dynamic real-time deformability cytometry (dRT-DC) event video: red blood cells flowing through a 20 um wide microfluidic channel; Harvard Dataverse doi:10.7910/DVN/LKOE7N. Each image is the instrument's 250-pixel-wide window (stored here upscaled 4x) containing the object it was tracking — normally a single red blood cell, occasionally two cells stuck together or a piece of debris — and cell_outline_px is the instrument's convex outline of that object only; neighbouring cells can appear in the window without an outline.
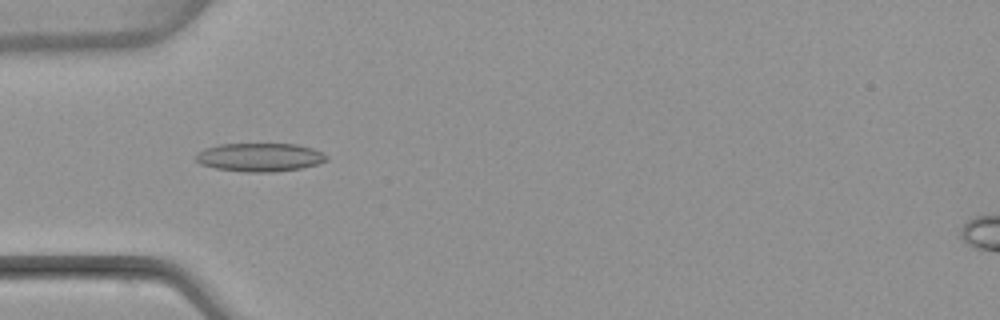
{"species": "common noctule bat (a hibernating species)", "species_latin": "Nyctalus noctula", "temperature_condition": "warm", "stored_images_in_passage": 7, "camera_frame_rate_fps": 3000, "um_per_image_px": 0.085, "animal": {"sex": "female", "body_mass_g": 22.7, "forearm_length_mm": 54.2}, "frame": {"image": 1, "passage_image": 5, "time_ms": 4.667, "image_size_px": [1000, 320], "cell_outline_px": [[328, 160], [316, 164], [300, 168], [272, 172], [248, 172], [216, 168], [200, 164], [196, 160], [196, 152], [204, 148], [220, 144], [296, 144], [312, 148], [328, 156]], "centroid_in_image_um": [22.05, 13.36], "position_along_channel_um": 62.9, "area_um2": 21.56}}
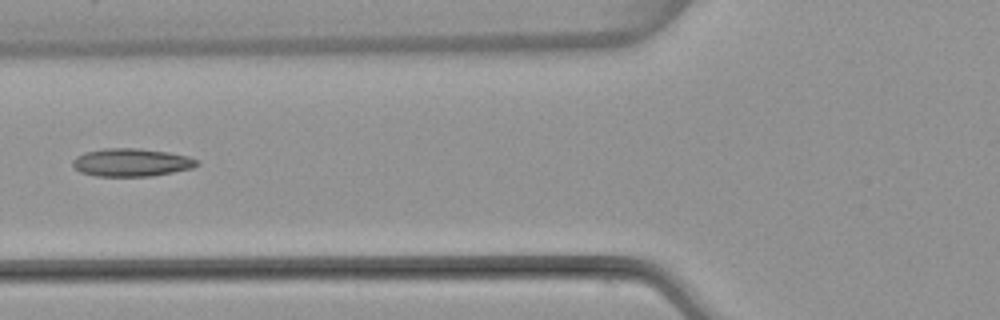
{"frame": {"image": 2, "passage_image": 6, "time_ms": 6.0, "image_size_px": [1000, 320], "cell_outline_px": [[200, 164], [192, 168], [152, 176], [96, 176], [80, 172], [72, 164], [72, 160], [76, 156], [84, 152], [104, 148], [140, 148], [168, 152], [188, 156], [200, 160]], "centroid_in_image_um": [11.18, 13.8], "position_along_channel_um": 114.6, "area_um2": 20.4}}
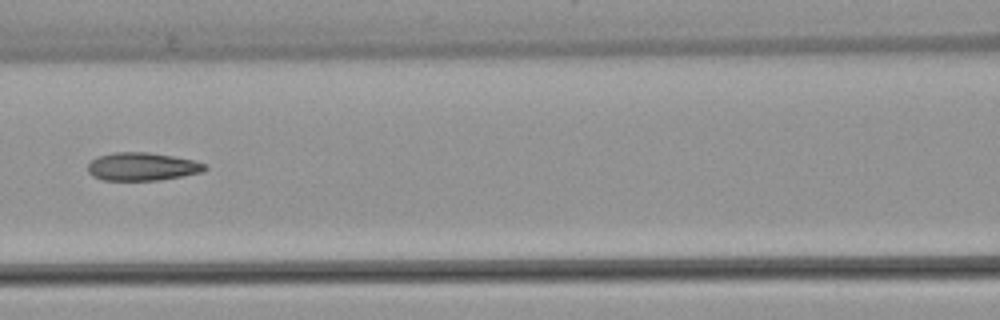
{"frame": {"image": 3, "passage_image": 7, "time_ms": 7.0, "image_size_px": [1000, 320], "cell_outline_px": [[208, 168], [204, 172], [160, 180], [104, 180], [92, 176], [88, 172], [88, 164], [96, 156], [112, 152], [148, 152], [172, 156], [192, 160], [204, 164]], "centroid_in_image_um": [12.06, 14.16], "position_along_channel_um": 154.5, "area_um2": 19.19}}